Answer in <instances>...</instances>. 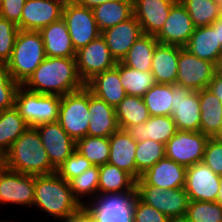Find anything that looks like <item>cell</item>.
I'll return each instance as SVG.
<instances>
[{
	"label": "cell",
	"mask_w": 222,
	"mask_h": 222,
	"mask_svg": "<svg viewBox=\"0 0 222 222\" xmlns=\"http://www.w3.org/2000/svg\"><path fill=\"white\" fill-rule=\"evenodd\" d=\"M21 86L35 93L64 96L85 84L79 77L76 58L46 57Z\"/></svg>",
	"instance_id": "6da1fadb"
},
{
	"label": "cell",
	"mask_w": 222,
	"mask_h": 222,
	"mask_svg": "<svg viewBox=\"0 0 222 222\" xmlns=\"http://www.w3.org/2000/svg\"><path fill=\"white\" fill-rule=\"evenodd\" d=\"M58 220L67 221L82 213L83 206L74 198L69 182L56 172L35 175L34 204Z\"/></svg>",
	"instance_id": "7a4b0ae2"
},
{
	"label": "cell",
	"mask_w": 222,
	"mask_h": 222,
	"mask_svg": "<svg viewBox=\"0 0 222 222\" xmlns=\"http://www.w3.org/2000/svg\"><path fill=\"white\" fill-rule=\"evenodd\" d=\"M7 169L31 175H49L56 172L42 145L35 127H29L2 158Z\"/></svg>",
	"instance_id": "3957f363"
},
{
	"label": "cell",
	"mask_w": 222,
	"mask_h": 222,
	"mask_svg": "<svg viewBox=\"0 0 222 222\" xmlns=\"http://www.w3.org/2000/svg\"><path fill=\"white\" fill-rule=\"evenodd\" d=\"M46 58L39 31L19 30L6 67L12 79L22 85Z\"/></svg>",
	"instance_id": "277c9868"
},
{
	"label": "cell",
	"mask_w": 222,
	"mask_h": 222,
	"mask_svg": "<svg viewBox=\"0 0 222 222\" xmlns=\"http://www.w3.org/2000/svg\"><path fill=\"white\" fill-rule=\"evenodd\" d=\"M137 197V191L98 194L84 203L82 212L90 222H134Z\"/></svg>",
	"instance_id": "5b68a950"
},
{
	"label": "cell",
	"mask_w": 222,
	"mask_h": 222,
	"mask_svg": "<svg viewBox=\"0 0 222 222\" xmlns=\"http://www.w3.org/2000/svg\"><path fill=\"white\" fill-rule=\"evenodd\" d=\"M61 96L31 92L20 86L14 107L29 127L56 122L59 118Z\"/></svg>",
	"instance_id": "8992f818"
},
{
	"label": "cell",
	"mask_w": 222,
	"mask_h": 222,
	"mask_svg": "<svg viewBox=\"0 0 222 222\" xmlns=\"http://www.w3.org/2000/svg\"><path fill=\"white\" fill-rule=\"evenodd\" d=\"M88 105L89 89L86 86L61 96L58 122L75 142L88 135L91 120Z\"/></svg>",
	"instance_id": "52a82bcc"
},
{
	"label": "cell",
	"mask_w": 222,
	"mask_h": 222,
	"mask_svg": "<svg viewBox=\"0 0 222 222\" xmlns=\"http://www.w3.org/2000/svg\"><path fill=\"white\" fill-rule=\"evenodd\" d=\"M62 19L66 22L74 49L77 51L101 35L92 9L66 0Z\"/></svg>",
	"instance_id": "ba28073f"
},
{
	"label": "cell",
	"mask_w": 222,
	"mask_h": 222,
	"mask_svg": "<svg viewBox=\"0 0 222 222\" xmlns=\"http://www.w3.org/2000/svg\"><path fill=\"white\" fill-rule=\"evenodd\" d=\"M209 137L202 132L180 131L165 144V157L184 167H190L203 160Z\"/></svg>",
	"instance_id": "9c48e42d"
},
{
	"label": "cell",
	"mask_w": 222,
	"mask_h": 222,
	"mask_svg": "<svg viewBox=\"0 0 222 222\" xmlns=\"http://www.w3.org/2000/svg\"><path fill=\"white\" fill-rule=\"evenodd\" d=\"M138 198L168 218L184 216L189 203L185 188L164 190L152 185H136Z\"/></svg>",
	"instance_id": "30bf717a"
},
{
	"label": "cell",
	"mask_w": 222,
	"mask_h": 222,
	"mask_svg": "<svg viewBox=\"0 0 222 222\" xmlns=\"http://www.w3.org/2000/svg\"><path fill=\"white\" fill-rule=\"evenodd\" d=\"M215 73L214 63L200 59L179 46L177 85L199 91L209 86Z\"/></svg>",
	"instance_id": "8fae6325"
},
{
	"label": "cell",
	"mask_w": 222,
	"mask_h": 222,
	"mask_svg": "<svg viewBox=\"0 0 222 222\" xmlns=\"http://www.w3.org/2000/svg\"><path fill=\"white\" fill-rule=\"evenodd\" d=\"M116 63L102 35L76 51L77 71L84 84Z\"/></svg>",
	"instance_id": "7c38bea8"
},
{
	"label": "cell",
	"mask_w": 222,
	"mask_h": 222,
	"mask_svg": "<svg viewBox=\"0 0 222 222\" xmlns=\"http://www.w3.org/2000/svg\"><path fill=\"white\" fill-rule=\"evenodd\" d=\"M174 96L171 116L180 131H200L201 108L199 91L181 85H172Z\"/></svg>",
	"instance_id": "4fadbf2b"
},
{
	"label": "cell",
	"mask_w": 222,
	"mask_h": 222,
	"mask_svg": "<svg viewBox=\"0 0 222 222\" xmlns=\"http://www.w3.org/2000/svg\"><path fill=\"white\" fill-rule=\"evenodd\" d=\"M35 175L22 174L0 166V204L32 207L34 204Z\"/></svg>",
	"instance_id": "5bb4252c"
},
{
	"label": "cell",
	"mask_w": 222,
	"mask_h": 222,
	"mask_svg": "<svg viewBox=\"0 0 222 222\" xmlns=\"http://www.w3.org/2000/svg\"><path fill=\"white\" fill-rule=\"evenodd\" d=\"M222 176L213 172L203 162L187 167L185 191L189 201L216 202Z\"/></svg>",
	"instance_id": "9a60e30c"
},
{
	"label": "cell",
	"mask_w": 222,
	"mask_h": 222,
	"mask_svg": "<svg viewBox=\"0 0 222 222\" xmlns=\"http://www.w3.org/2000/svg\"><path fill=\"white\" fill-rule=\"evenodd\" d=\"M66 0H26L21 20V30L39 31L43 27L62 19Z\"/></svg>",
	"instance_id": "2e32d148"
},
{
	"label": "cell",
	"mask_w": 222,
	"mask_h": 222,
	"mask_svg": "<svg viewBox=\"0 0 222 222\" xmlns=\"http://www.w3.org/2000/svg\"><path fill=\"white\" fill-rule=\"evenodd\" d=\"M51 165L58 167L76 150V142L63 130L60 123L50 122L35 126Z\"/></svg>",
	"instance_id": "e0dca14e"
},
{
	"label": "cell",
	"mask_w": 222,
	"mask_h": 222,
	"mask_svg": "<svg viewBox=\"0 0 222 222\" xmlns=\"http://www.w3.org/2000/svg\"><path fill=\"white\" fill-rule=\"evenodd\" d=\"M186 171L183 165L164 157L141 174L136 185H152L164 190L184 188Z\"/></svg>",
	"instance_id": "ac0fdd59"
},
{
	"label": "cell",
	"mask_w": 222,
	"mask_h": 222,
	"mask_svg": "<svg viewBox=\"0 0 222 222\" xmlns=\"http://www.w3.org/2000/svg\"><path fill=\"white\" fill-rule=\"evenodd\" d=\"M193 21L178 0L170 9L167 20L155 38L161 44L184 47L195 30Z\"/></svg>",
	"instance_id": "d6986e66"
},
{
	"label": "cell",
	"mask_w": 222,
	"mask_h": 222,
	"mask_svg": "<svg viewBox=\"0 0 222 222\" xmlns=\"http://www.w3.org/2000/svg\"><path fill=\"white\" fill-rule=\"evenodd\" d=\"M116 62H121L135 41L143 35L140 23L133 15L124 22L101 32Z\"/></svg>",
	"instance_id": "ffe728a7"
},
{
	"label": "cell",
	"mask_w": 222,
	"mask_h": 222,
	"mask_svg": "<svg viewBox=\"0 0 222 222\" xmlns=\"http://www.w3.org/2000/svg\"><path fill=\"white\" fill-rule=\"evenodd\" d=\"M178 0H133L134 16L143 34L156 35L165 24L171 7Z\"/></svg>",
	"instance_id": "44dd1931"
},
{
	"label": "cell",
	"mask_w": 222,
	"mask_h": 222,
	"mask_svg": "<svg viewBox=\"0 0 222 222\" xmlns=\"http://www.w3.org/2000/svg\"><path fill=\"white\" fill-rule=\"evenodd\" d=\"M85 86L114 108L127 96L119 77V62L114 68L95 75Z\"/></svg>",
	"instance_id": "7402d4cb"
},
{
	"label": "cell",
	"mask_w": 222,
	"mask_h": 222,
	"mask_svg": "<svg viewBox=\"0 0 222 222\" xmlns=\"http://www.w3.org/2000/svg\"><path fill=\"white\" fill-rule=\"evenodd\" d=\"M126 131L136 142L150 139L165 145L178 130L172 116H150L146 122L132 125Z\"/></svg>",
	"instance_id": "603a6c76"
},
{
	"label": "cell",
	"mask_w": 222,
	"mask_h": 222,
	"mask_svg": "<svg viewBox=\"0 0 222 222\" xmlns=\"http://www.w3.org/2000/svg\"><path fill=\"white\" fill-rule=\"evenodd\" d=\"M88 108L91 114L88 136L110 137L120 129L115 108L108 105L104 100L96 97L90 90Z\"/></svg>",
	"instance_id": "cb8c5ba5"
},
{
	"label": "cell",
	"mask_w": 222,
	"mask_h": 222,
	"mask_svg": "<svg viewBox=\"0 0 222 222\" xmlns=\"http://www.w3.org/2000/svg\"><path fill=\"white\" fill-rule=\"evenodd\" d=\"M108 163L129 173L136 180L135 151L137 142L126 131L119 129L109 137Z\"/></svg>",
	"instance_id": "d4e9b609"
},
{
	"label": "cell",
	"mask_w": 222,
	"mask_h": 222,
	"mask_svg": "<svg viewBox=\"0 0 222 222\" xmlns=\"http://www.w3.org/2000/svg\"><path fill=\"white\" fill-rule=\"evenodd\" d=\"M184 48L198 58L217 65L222 55V47L218 42V28L213 24L196 27Z\"/></svg>",
	"instance_id": "484cf974"
},
{
	"label": "cell",
	"mask_w": 222,
	"mask_h": 222,
	"mask_svg": "<svg viewBox=\"0 0 222 222\" xmlns=\"http://www.w3.org/2000/svg\"><path fill=\"white\" fill-rule=\"evenodd\" d=\"M46 57L76 58L66 22L63 19L39 30Z\"/></svg>",
	"instance_id": "4316f807"
},
{
	"label": "cell",
	"mask_w": 222,
	"mask_h": 222,
	"mask_svg": "<svg viewBox=\"0 0 222 222\" xmlns=\"http://www.w3.org/2000/svg\"><path fill=\"white\" fill-rule=\"evenodd\" d=\"M179 46L158 43L153 54L151 72L155 82L176 84Z\"/></svg>",
	"instance_id": "83f0119b"
},
{
	"label": "cell",
	"mask_w": 222,
	"mask_h": 222,
	"mask_svg": "<svg viewBox=\"0 0 222 222\" xmlns=\"http://www.w3.org/2000/svg\"><path fill=\"white\" fill-rule=\"evenodd\" d=\"M199 99L200 132L209 138H215L219 135L222 127V103L208 88L199 90Z\"/></svg>",
	"instance_id": "f1b7e54d"
},
{
	"label": "cell",
	"mask_w": 222,
	"mask_h": 222,
	"mask_svg": "<svg viewBox=\"0 0 222 222\" xmlns=\"http://www.w3.org/2000/svg\"><path fill=\"white\" fill-rule=\"evenodd\" d=\"M92 10L100 32L114 27L134 15L133 0L108 1Z\"/></svg>",
	"instance_id": "f546056e"
},
{
	"label": "cell",
	"mask_w": 222,
	"mask_h": 222,
	"mask_svg": "<svg viewBox=\"0 0 222 222\" xmlns=\"http://www.w3.org/2000/svg\"><path fill=\"white\" fill-rule=\"evenodd\" d=\"M137 191L136 180L126 171L106 163L99 166L98 194Z\"/></svg>",
	"instance_id": "4dcf8cb0"
},
{
	"label": "cell",
	"mask_w": 222,
	"mask_h": 222,
	"mask_svg": "<svg viewBox=\"0 0 222 222\" xmlns=\"http://www.w3.org/2000/svg\"><path fill=\"white\" fill-rule=\"evenodd\" d=\"M29 128L15 107L0 111V156Z\"/></svg>",
	"instance_id": "1f68e13d"
},
{
	"label": "cell",
	"mask_w": 222,
	"mask_h": 222,
	"mask_svg": "<svg viewBox=\"0 0 222 222\" xmlns=\"http://www.w3.org/2000/svg\"><path fill=\"white\" fill-rule=\"evenodd\" d=\"M158 43L154 35L143 34L131 46L121 63L142 72L151 71L153 54Z\"/></svg>",
	"instance_id": "d6a6232c"
},
{
	"label": "cell",
	"mask_w": 222,
	"mask_h": 222,
	"mask_svg": "<svg viewBox=\"0 0 222 222\" xmlns=\"http://www.w3.org/2000/svg\"><path fill=\"white\" fill-rule=\"evenodd\" d=\"M119 128L127 130L132 125L146 122L150 115L143 97L127 95L115 108Z\"/></svg>",
	"instance_id": "836d02e7"
},
{
	"label": "cell",
	"mask_w": 222,
	"mask_h": 222,
	"mask_svg": "<svg viewBox=\"0 0 222 222\" xmlns=\"http://www.w3.org/2000/svg\"><path fill=\"white\" fill-rule=\"evenodd\" d=\"M150 116H171L174 96L172 84L155 83L144 95Z\"/></svg>",
	"instance_id": "e575fe53"
},
{
	"label": "cell",
	"mask_w": 222,
	"mask_h": 222,
	"mask_svg": "<svg viewBox=\"0 0 222 222\" xmlns=\"http://www.w3.org/2000/svg\"><path fill=\"white\" fill-rule=\"evenodd\" d=\"M119 77L127 95L143 97L156 83L151 71L142 72L119 62Z\"/></svg>",
	"instance_id": "d590c367"
},
{
	"label": "cell",
	"mask_w": 222,
	"mask_h": 222,
	"mask_svg": "<svg viewBox=\"0 0 222 222\" xmlns=\"http://www.w3.org/2000/svg\"><path fill=\"white\" fill-rule=\"evenodd\" d=\"M195 27L212 25L222 16V8L212 0H179Z\"/></svg>",
	"instance_id": "8d00e7d4"
},
{
	"label": "cell",
	"mask_w": 222,
	"mask_h": 222,
	"mask_svg": "<svg viewBox=\"0 0 222 222\" xmlns=\"http://www.w3.org/2000/svg\"><path fill=\"white\" fill-rule=\"evenodd\" d=\"M76 150L94 166L108 163L110 153L109 137L85 136L76 142Z\"/></svg>",
	"instance_id": "74e56055"
},
{
	"label": "cell",
	"mask_w": 222,
	"mask_h": 222,
	"mask_svg": "<svg viewBox=\"0 0 222 222\" xmlns=\"http://www.w3.org/2000/svg\"><path fill=\"white\" fill-rule=\"evenodd\" d=\"M165 157V145L153 140L137 142L135 151L136 180L146 170Z\"/></svg>",
	"instance_id": "f35d334b"
},
{
	"label": "cell",
	"mask_w": 222,
	"mask_h": 222,
	"mask_svg": "<svg viewBox=\"0 0 222 222\" xmlns=\"http://www.w3.org/2000/svg\"><path fill=\"white\" fill-rule=\"evenodd\" d=\"M98 183H99V166H92L79 176L69 181L70 188L74 198L83 206L84 201L82 198L86 195H90L94 198L98 195ZM82 197V198H81ZM81 198V199H80Z\"/></svg>",
	"instance_id": "ab89813d"
},
{
	"label": "cell",
	"mask_w": 222,
	"mask_h": 222,
	"mask_svg": "<svg viewBox=\"0 0 222 222\" xmlns=\"http://www.w3.org/2000/svg\"><path fill=\"white\" fill-rule=\"evenodd\" d=\"M185 216L191 222H222V206L217 202L189 201Z\"/></svg>",
	"instance_id": "60d3db41"
},
{
	"label": "cell",
	"mask_w": 222,
	"mask_h": 222,
	"mask_svg": "<svg viewBox=\"0 0 222 222\" xmlns=\"http://www.w3.org/2000/svg\"><path fill=\"white\" fill-rule=\"evenodd\" d=\"M19 30L15 23L0 16V64L10 60Z\"/></svg>",
	"instance_id": "b9f144b4"
},
{
	"label": "cell",
	"mask_w": 222,
	"mask_h": 222,
	"mask_svg": "<svg viewBox=\"0 0 222 222\" xmlns=\"http://www.w3.org/2000/svg\"><path fill=\"white\" fill-rule=\"evenodd\" d=\"M94 166L79 151L75 150L56 170L67 182Z\"/></svg>",
	"instance_id": "7bdbcfd3"
},
{
	"label": "cell",
	"mask_w": 222,
	"mask_h": 222,
	"mask_svg": "<svg viewBox=\"0 0 222 222\" xmlns=\"http://www.w3.org/2000/svg\"><path fill=\"white\" fill-rule=\"evenodd\" d=\"M20 86L12 79L6 64H0V111L14 107L15 95Z\"/></svg>",
	"instance_id": "ee69618b"
},
{
	"label": "cell",
	"mask_w": 222,
	"mask_h": 222,
	"mask_svg": "<svg viewBox=\"0 0 222 222\" xmlns=\"http://www.w3.org/2000/svg\"><path fill=\"white\" fill-rule=\"evenodd\" d=\"M202 162L222 176V140L216 137L208 139Z\"/></svg>",
	"instance_id": "f6af8a7d"
},
{
	"label": "cell",
	"mask_w": 222,
	"mask_h": 222,
	"mask_svg": "<svg viewBox=\"0 0 222 222\" xmlns=\"http://www.w3.org/2000/svg\"><path fill=\"white\" fill-rule=\"evenodd\" d=\"M169 218L156 208L142 202L138 197L135 201L134 222H168Z\"/></svg>",
	"instance_id": "bcb514c9"
},
{
	"label": "cell",
	"mask_w": 222,
	"mask_h": 222,
	"mask_svg": "<svg viewBox=\"0 0 222 222\" xmlns=\"http://www.w3.org/2000/svg\"><path fill=\"white\" fill-rule=\"evenodd\" d=\"M25 2L26 0H3L0 6V16L17 25L21 20Z\"/></svg>",
	"instance_id": "7dc6e473"
},
{
	"label": "cell",
	"mask_w": 222,
	"mask_h": 222,
	"mask_svg": "<svg viewBox=\"0 0 222 222\" xmlns=\"http://www.w3.org/2000/svg\"><path fill=\"white\" fill-rule=\"evenodd\" d=\"M222 103V76L215 73L207 87Z\"/></svg>",
	"instance_id": "c3c4849f"
},
{
	"label": "cell",
	"mask_w": 222,
	"mask_h": 222,
	"mask_svg": "<svg viewBox=\"0 0 222 222\" xmlns=\"http://www.w3.org/2000/svg\"><path fill=\"white\" fill-rule=\"evenodd\" d=\"M73 1L80 6L87 7L88 9H94L96 6L114 0H73Z\"/></svg>",
	"instance_id": "681fc988"
},
{
	"label": "cell",
	"mask_w": 222,
	"mask_h": 222,
	"mask_svg": "<svg viewBox=\"0 0 222 222\" xmlns=\"http://www.w3.org/2000/svg\"><path fill=\"white\" fill-rule=\"evenodd\" d=\"M213 25L218 28V42H220V45L222 47V16L221 18L217 19Z\"/></svg>",
	"instance_id": "f907efd6"
},
{
	"label": "cell",
	"mask_w": 222,
	"mask_h": 222,
	"mask_svg": "<svg viewBox=\"0 0 222 222\" xmlns=\"http://www.w3.org/2000/svg\"><path fill=\"white\" fill-rule=\"evenodd\" d=\"M63 222H90V220L82 212L79 216Z\"/></svg>",
	"instance_id": "816d5d0a"
},
{
	"label": "cell",
	"mask_w": 222,
	"mask_h": 222,
	"mask_svg": "<svg viewBox=\"0 0 222 222\" xmlns=\"http://www.w3.org/2000/svg\"><path fill=\"white\" fill-rule=\"evenodd\" d=\"M168 222H191L185 215L169 218Z\"/></svg>",
	"instance_id": "f5cc1de1"
},
{
	"label": "cell",
	"mask_w": 222,
	"mask_h": 222,
	"mask_svg": "<svg viewBox=\"0 0 222 222\" xmlns=\"http://www.w3.org/2000/svg\"><path fill=\"white\" fill-rule=\"evenodd\" d=\"M216 73L219 74L220 76H222V55L216 65Z\"/></svg>",
	"instance_id": "db71d44e"
},
{
	"label": "cell",
	"mask_w": 222,
	"mask_h": 222,
	"mask_svg": "<svg viewBox=\"0 0 222 222\" xmlns=\"http://www.w3.org/2000/svg\"><path fill=\"white\" fill-rule=\"evenodd\" d=\"M216 202L222 206V182L219 188V192L217 193V196H216Z\"/></svg>",
	"instance_id": "11a10c76"
},
{
	"label": "cell",
	"mask_w": 222,
	"mask_h": 222,
	"mask_svg": "<svg viewBox=\"0 0 222 222\" xmlns=\"http://www.w3.org/2000/svg\"><path fill=\"white\" fill-rule=\"evenodd\" d=\"M212 1L222 8V0H212Z\"/></svg>",
	"instance_id": "9f6ffc18"
},
{
	"label": "cell",
	"mask_w": 222,
	"mask_h": 222,
	"mask_svg": "<svg viewBox=\"0 0 222 222\" xmlns=\"http://www.w3.org/2000/svg\"><path fill=\"white\" fill-rule=\"evenodd\" d=\"M216 138L222 140V127L220 129L219 135Z\"/></svg>",
	"instance_id": "6f0895ef"
},
{
	"label": "cell",
	"mask_w": 222,
	"mask_h": 222,
	"mask_svg": "<svg viewBox=\"0 0 222 222\" xmlns=\"http://www.w3.org/2000/svg\"><path fill=\"white\" fill-rule=\"evenodd\" d=\"M2 165V157L0 156V166Z\"/></svg>",
	"instance_id": "680465c9"
}]
</instances>
